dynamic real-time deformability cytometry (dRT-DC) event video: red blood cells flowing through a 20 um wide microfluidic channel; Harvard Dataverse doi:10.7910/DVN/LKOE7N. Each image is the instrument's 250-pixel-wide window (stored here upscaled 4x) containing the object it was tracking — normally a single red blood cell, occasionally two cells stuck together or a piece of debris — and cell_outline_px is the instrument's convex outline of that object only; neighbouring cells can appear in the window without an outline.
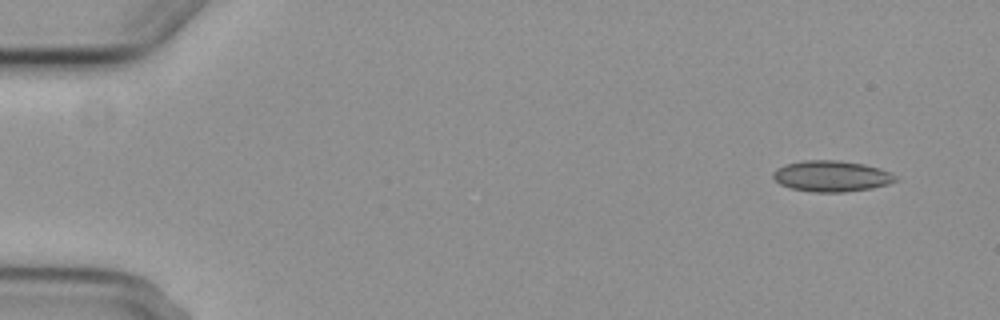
{"species": "common noctule bat (a hibernating species)", "species_latin": "Nyctalus noctula", "temperature_condition": "cold", "stored_images_in_passage": 4, "segment_of_instrument_passage": [2, 2], "camera_frame_rate_fps": 3000, "um_per_image_px": 0.085, "animal": {"sex": "female", "body_mass_g": 29.2, "forearm_length_mm": 56.3}, "frame": {"image": 1, "passage_image": 4, "time_ms": 4.667, "image_size_px": [1000, 320], "cell_outline_px": [[896, 180], [888, 184], [872, 188], [844, 192], [812, 192], [792, 188], [780, 184], [772, 176], [772, 172], [776, 168], [788, 164], [804, 160], [840, 160], [864, 164], [880, 168], [892, 172], [896, 176]], "centroid_in_image_um": [70.69, 14.97], "position_along_channel_um": 14.3, "area_um2": 22.14}}